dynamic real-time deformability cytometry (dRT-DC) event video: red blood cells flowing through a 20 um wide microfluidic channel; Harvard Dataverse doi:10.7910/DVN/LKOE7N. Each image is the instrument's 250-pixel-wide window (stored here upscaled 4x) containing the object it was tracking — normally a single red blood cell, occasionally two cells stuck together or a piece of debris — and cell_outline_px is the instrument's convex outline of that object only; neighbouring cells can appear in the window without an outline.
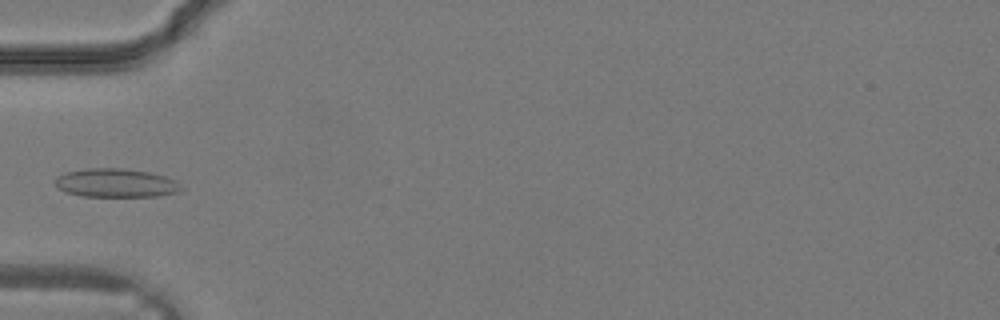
{"species": "common noctule bat (a hibernating species)", "species_latin": "Nyctalus noctula", "temperature_condition": "warm", "stored_images_in_passage": 19, "camera_frame_rate_fps": 3000, "um_per_image_px": 0.085, "animal": {"sex": "male", "body_mass_g": 19.2, "forearm_length_mm": 51.8}, "frame": {"image": 1, "passage_image": 12, "time_ms": 3.667, "image_size_px": [1000, 320], "cell_outline_px": [[184, 188], [176, 192], [156, 196], [80, 196], [64, 192], [56, 188], [56, 176], [64, 172], [84, 168], [120, 168], [148, 172], [164, 176], [172, 180]], "centroid_in_image_um": [9.76, 15.55], "position_along_channel_um": 75.2, "area_um2": 20.98}}
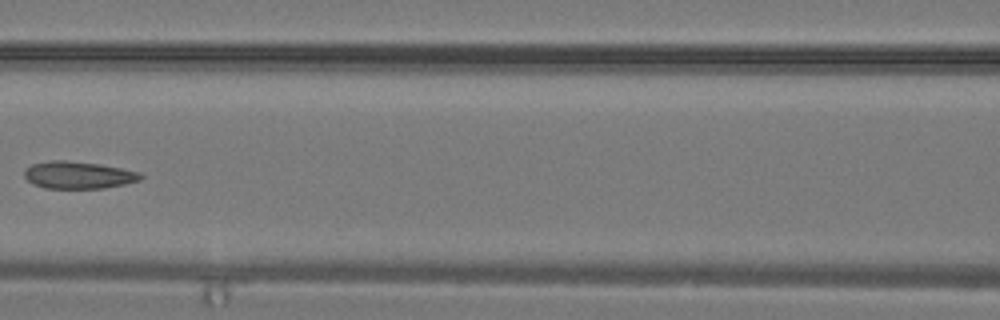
{"frame": {"image": 2, "passage_image": 16, "time_ms": 5.0, "image_size_px": [1000, 320], "cell_outline_px": [[144, 176], [140, 180], [124, 184], [104, 188], [44, 188], [28, 180], [24, 176], [24, 168], [32, 164], [52, 160], [68, 160], [100, 164], [140, 172]], "centroid_in_image_um": [6.66, 14.87], "position_along_channel_um": 159.9, "area_um2": 18.44}}
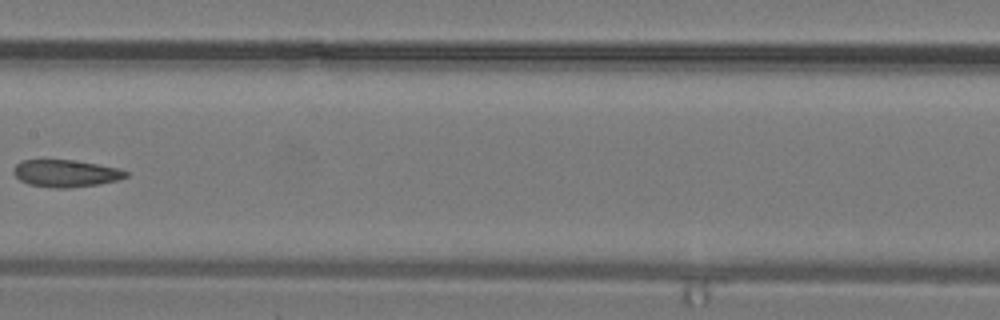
{"frame": {"image": 3, "passage_image": 18, "time_ms": 5.667, "image_size_px": [1000, 320], "cell_outline_px": [[128, 176], [116, 180], [100, 184], [68, 188], [52, 188], [28, 184], [20, 180], [12, 172], [12, 168], [20, 160], [72, 160], [120, 168], [128, 172]], "centroid_in_image_um": [5.56, 14.74], "position_along_channel_um": 201.8, "area_um2": 17.86}}